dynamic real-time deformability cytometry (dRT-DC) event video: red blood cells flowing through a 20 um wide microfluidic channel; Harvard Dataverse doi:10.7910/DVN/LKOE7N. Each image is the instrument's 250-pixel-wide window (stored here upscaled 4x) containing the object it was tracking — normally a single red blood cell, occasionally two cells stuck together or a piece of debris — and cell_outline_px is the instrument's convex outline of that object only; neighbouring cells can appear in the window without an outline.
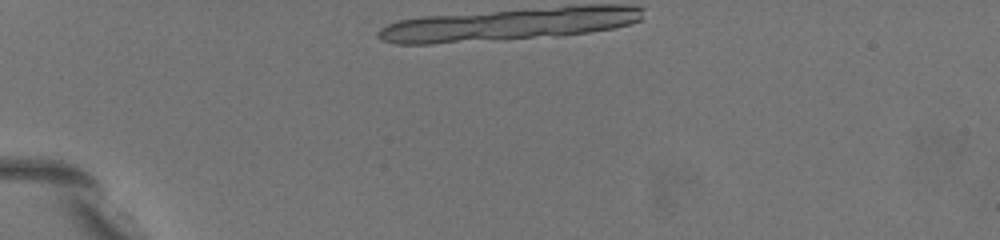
{"species": "common noctule bat (a hibernating species)", "species_latin": "Nyctalus noctula", "temperature_condition": "warm", "stored_images_in_passage": 4, "camera_frame_rate_fps": 3000, "um_per_image_px": 0.085, "animal": {"sex": "female", "body_mass_g": 19.5, "forearm_length_mm": 54.1}, "frame": {"image": 1, "passage_image": 3, "time_ms": 0.667, "image_size_px": [1000, 240], "cell_outline_px": [[184, 208], [172, 208], [120, 168], [116, 164], [104, 140], [100, 128], [112, 132], [124, 140], [140, 152], [156, 168], [184, 204]], "centroid_in_image_um": [11.94, 14.37], "position_along_channel_um": 73.1, "area_um2": 14.45}}